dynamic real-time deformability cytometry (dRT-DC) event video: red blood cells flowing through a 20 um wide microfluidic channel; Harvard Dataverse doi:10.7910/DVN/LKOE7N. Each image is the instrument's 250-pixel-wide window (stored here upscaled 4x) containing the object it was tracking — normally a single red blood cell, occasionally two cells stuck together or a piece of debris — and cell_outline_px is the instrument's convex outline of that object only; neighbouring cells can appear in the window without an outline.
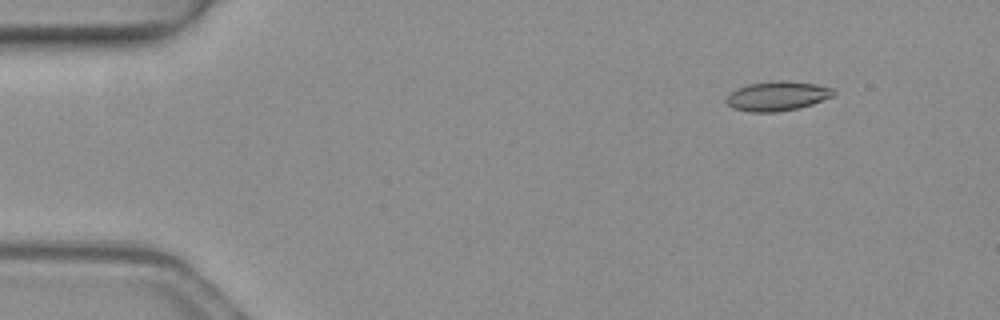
{"species": "common noctule bat (a hibernating species)", "species_latin": "Nyctalus noctula", "temperature_condition": "warm", "stored_images_in_passage": 5, "segment_of_instrument_passage": [1, 2], "camera_frame_rate_fps": 3000, "um_per_image_px": 0.085, "animal": {"sex": "female", "body_mass_g": 19.3, "forearm_length_mm": 54.1}, "frame": {"image": 1, "passage_image": 2, "time_ms": 0.333, "image_size_px": [1000, 320], "cell_outline_px": [[836, 92], [832, 96], [812, 104], [800, 108], [776, 112], [748, 112], [732, 108], [724, 100], [728, 92], [736, 88], [748, 84], [772, 80], [784, 80], [816, 84], [832, 88]], "centroid_in_image_um": [66.01, 8.16], "position_along_channel_um": 19.0, "area_um2": 18.73}}
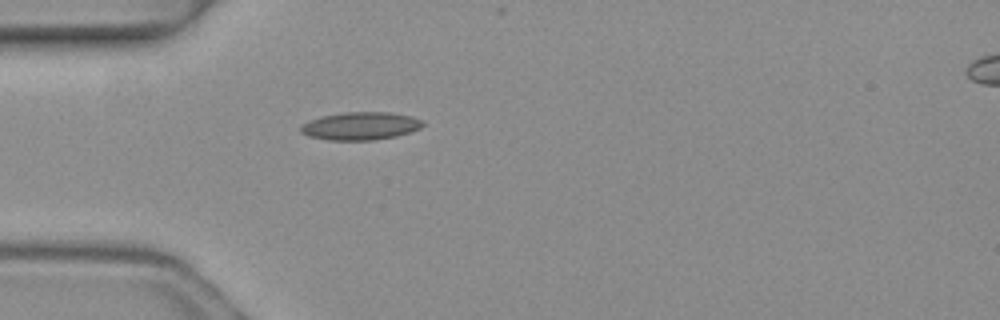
{"frame": {"image": 2, "passage_image": 4, "time_ms": 1.0, "image_size_px": [1000, 320], "cell_outline_px": [[424, 124], [420, 128], [396, 136], [372, 140], [328, 140], [308, 136], [300, 132], [300, 124], [308, 120], [320, 116], [344, 112], [392, 112], [412, 116], [424, 120]], "centroid_in_image_um": [30.61, 10.7], "position_along_channel_um": 54.4, "area_um2": 20.06}}